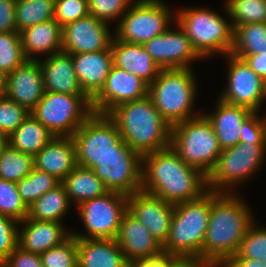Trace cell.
<instances>
[{
  "label": "cell",
  "mask_w": 266,
  "mask_h": 267,
  "mask_svg": "<svg viewBox=\"0 0 266 267\" xmlns=\"http://www.w3.org/2000/svg\"><path fill=\"white\" fill-rule=\"evenodd\" d=\"M142 190L175 205L206 193L207 176L186 164L169 146L142 156Z\"/></svg>",
  "instance_id": "1"
},
{
  "label": "cell",
  "mask_w": 266,
  "mask_h": 267,
  "mask_svg": "<svg viewBox=\"0 0 266 267\" xmlns=\"http://www.w3.org/2000/svg\"><path fill=\"white\" fill-rule=\"evenodd\" d=\"M234 192L211 191L209 224L202 248V261L223 267L237 252L249 226L252 213Z\"/></svg>",
  "instance_id": "2"
},
{
  "label": "cell",
  "mask_w": 266,
  "mask_h": 267,
  "mask_svg": "<svg viewBox=\"0 0 266 267\" xmlns=\"http://www.w3.org/2000/svg\"><path fill=\"white\" fill-rule=\"evenodd\" d=\"M107 115L116 124L123 141L141 156L170 146L171 125L149 96L122 103Z\"/></svg>",
  "instance_id": "3"
},
{
  "label": "cell",
  "mask_w": 266,
  "mask_h": 267,
  "mask_svg": "<svg viewBox=\"0 0 266 267\" xmlns=\"http://www.w3.org/2000/svg\"><path fill=\"white\" fill-rule=\"evenodd\" d=\"M211 211V190L195 200L174 205L170 232L163 244L165 254L202 260Z\"/></svg>",
  "instance_id": "4"
},
{
  "label": "cell",
  "mask_w": 266,
  "mask_h": 267,
  "mask_svg": "<svg viewBox=\"0 0 266 267\" xmlns=\"http://www.w3.org/2000/svg\"><path fill=\"white\" fill-rule=\"evenodd\" d=\"M192 68L161 69L149 85L148 96L162 117L171 125L200 116H194L196 77Z\"/></svg>",
  "instance_id": "5"
},
{
  "label": "cell",
  "mask_w": 266,
  "mask_h": 267,
  "mask_svg": "<svg viewBox=\"0 0 266 267\" xmlns=\"http://www.w3.org/2000/svg\"><path fill=\"white\" fill-rule=\"evenodd\" d=\"M170 146L186 164L207 177L222 151L211 123L203 114L171 126Z\"/></svg>",
  "instance_id": "6"
},
{
  "label": "cell",
  "mask_w": 266,
  "mask_h": 267,
  "mask_svg": "<svg viewBox=\"0 0 266 267\" xmlns=\"http://www.w3.org/2000/svg\"><path fill=\"white\" fill-rule=\"evenodd\" d=\"M176 14L173 15L176 25L184 31L201 58L217 52L230 54L234 28L218 13L205 8H188Z\"/></svg>",
  "instance_id": "7"
},
{
  "label": "cell",
  "mask_w": 266,
  "mask_h": 267,
  "mask_svg": "<svg viewBox=\"0 0 266 267\" xmlns=\"http://www.w3.org/2000/svg\"><path fill=\"white\" fill-rule=\"evenodd\" d=\"M92 101L85 94L45 91L30 111L54 136L72 137L93 114Z\"/></svg>",
  "instance_id": "8"
},
{
  "label": "cell",
  "mask_w": 266,
  "mask_h": 267,
  "mask_svg": "<svg viewBox=\"0 0 266 267\" xmlns=\"http://www.w3.org/2000/svg\"><path fill=\"white\" fill-rule=\"evenodd\" d=\"M265 150L266 144L252 143H238L223 149L213 171L207 177L208 190L233 193L234 190L230 189L248 180L259 169L263 158H266Z\"/></svg>",
  "instance_id": "9"
},
{
  "label": "cell",
  "mask_w": 266,
  "mask_h": 267,
  "mask_svg": "<svg viewBox=\"0 0 266 267\" xmlns=\"http://www.w3.org/2000/svg\"><path fill=\"white\" fill-rule=\"evenodd\" d=\"M76 163L93 169L101 160L117 152L123 139L107 114L93 113L73 134Z\"/></svg>",
  "instance_id": "10"
},
{
  "label": "cell",
  "mask_w": 266,
  "mask_h": 267,
  "mask_svg": "<svg viewBox=\"0 0 266 267\" xmlns=\"http://www.w3.org/2000/svg\"><path fill=\"white\" fill-rule=\"evenodd\" d=\"M172 13L161 0H138L121 17L114 37L143 45L169 29Z\"/></svg>",
  "instance_id": "11"
},
{
  "label": "cell",
  "mask_w": 266,
  "mask_h": 267,
  "mask_svg": "<svg viewBox=\"0 0 266 267\" xmlns=\"http://www.w3.org/2000/svg\"><path fill=\"white\" fill-rule=\"evenodd\" d=\"M127 200L125 194L108 191L82 202L77 210L88 234L72 232V235L81 239H116L122 217L127 211Z\"/></svg>",
  "instance_id": "12"
},
{
  "label": "cell",
  "mask_w": 266,
  "mask_h": 267,
  "mask_svg": "<svg viewBox=\"0 0 266 267\" xmlns=\"http://www.w3.org/2000/svg\"><path fill=\"white\" fill-rule=\"evenodd\" d=\"M92 170L109 191L128 196L142 190V156L124 141Z\"/></svg>",
  "instance_id": "13"
},
{
  "label": "cell",
  "mask_w": 266,
  "mask_h": 267,
  "mask_svg": "<svg viewBox=\"0 0 266 267\" xmlns=\"http://www.w3.org/2000/svg\"><path fill=\"white\" fill-rule=\"evenodd\" d=\"M228 87L222 91L219 99L259 112L260 105L265 99V81L256 74L246 62L232 54H227Z\"/></svg>",
  "instance_id": "14"
},
{
  "label": "cell",
  "mask_w": 266,
  "mask_h": 267,
  "mask_svg": "<svg viewBox=\"0 0 266 267\" xmlns=\"http://www.w3.org/2000/svg\"><path fill=\"white\" fill-rule=\"evenodd\" d=\"M148 89L144 80L113 65L104 88L92 100L93 112L108 114L122 103L145 98Z\"/></svg>",
  "instance_id": "15"
},
{
  "label": "cell",
  "mask_w": 266,
  "mask_h": 267,
  "mask_svg": "<svg viewBox=\"0 0 266 267\" xmlns=\"http://www.w3.org/2000/svg\"><path fill=\"white\" fill-rule=\"evenodd\" d=\"M62 34V51L70 54L111 50L114 38L108 24L92 15L63 26Z\"/></svg>",
  "instance_id": "16"
},
{
  "label": "cell",
  "mask_w": 266,
  "mask_h": 267,
  "mask_svg": "<svg viewBox=\"0 0 266 267\" xmlns=\"http://www.w3.org/2000/svg\"><path fill=\"white\" fill-rule=\"evenodd\" d=\"M178 31L168 29L143 44L144 49L161 69L190 68L194 60H201L190 39L177 25Z\"/></svg>",
  "instance_id": "17"
},
{
  "label": "cell",
  "mask_w": 266,
  "mask_h": 267,
  "mask_svg": "<svg viewBox=\"0 0 266 267\" xmlns=\"http://www.w3.org/2000/svg\"><path fill=\"white\" fill-rule=\"evenodd\" d=\"M127 210L162 244L168 238L174 205L140 190L128 195Z\"/></svg>",
  "instance_id": "18"
},
{
  "label": "cell",
  "mask_w": 266,
  "mask_h": 267,
  "mask_svg": "<svg viewBox=\"0 0 266 267\" xmlns=\"http://www.w3.org/2000/svg\"><path fill=\"white\" fill-rule=\"evenodd\" d=\"M116 241L128 262L154 258L164 253L163 244L128 210L122 217Z\"/></svg>",
  "instance_id": "19"
},
{
  "label": "cell",
  "mask_w": 266,
  "mask_h": 267,
  "mask_svg": "<svg viewBox=\"0 0 266 267\" xmlns=\"http://www.w3.org/2000/svg\"><path fill=\"white\" fill-rule=\"evenodd\" d=\"M44 84L38 60H27L6 75V97L31 111L43 96Z\"/></svg>",
  "instance_id": "20"
},
{
  "label": "cell",
  "mask_w": 266,
  "mask_h": 267,
  "mask_svg": "<svg viewBox=\"0 0 266 267\" xmlns=\"http://www.w3.org/2000/svg\"><path fill=\"white\" fill-rule=\"evenodd\" d=\"M72 63L83 93L92 101L104 88L113 66L111 50L72 54Z\"/></svg>",
  "instance_id": "21"
},
{
  "label": "cell",
  "mask_w": 266,
  "mask_h": 267,
  "mask_svg": "<svg viewBox=\"0 0 266 267\" xmlns=\"http://www.w3.org/2000/svg\"><path fill=\"white\" fill-rule=\"evenodd\" d=\"M23 229L18 230V246L23 250L41 254L59 246L66 241L72 232L65 230L60 222L38 221L30 218L19 222Z\"/></svg>",
  "instance_id": "22"
},
{
  "label": "cell",
  "mask_w": 266,
  "mask_h": 267,
  "mask_svg": "<svg viewBox=\"0 0 266 267\" xmlns=\"http://www.w3.org/2000/svg\"><path fill=\"white\" fill-rule=\"evenodd\" d=\"M77 166L72 137L54 136L34 156V168L55 176L61 182Z\"/></svg>",
  "instance_id": "23"
},
{
  "label": "cell",
  "mask_w": 266,
  "mask_h": 267,
  "mask_svg": "<svg viewBox=\"0 0 266 267\" xmlns=\"http://www.w3.org/2000/svg\"><path fill=\"white\" fill-rule=\"evenodd\" d=\"M44 90L62 94H84L72 63V54L60 51L41 62Z\"/></svg>",
  "instance_id": "24"
},
{
  "label": "cell",
  "mask_w": 266,
  "mask_h": 267,
  "mask_svg": "<svg viewBox=\"0 0 266 267\" xmlns=\"http://www.w3.org/2000/svg\"><path fill=\"white\" fill-rule=\"evenodd\" d=\"M113 65L136 75L150 85L161 68L154 62L142 44L127 43L112 39L110 46Z\"/></svg>",
  "instance_id": "25"
},
{
  "label": "cell",
  "mask_w": 266,
  "mask_h": 267,
  "mask_svg": "<svg viewBox=\"0 0 266 267\" xmlns=\"http://www.w3.org/2000/svg\"><path fill=\"white\" fill-rule=\"evenodd\" d=\"M217 101L215 112L203 115L211 123L223 150L239 143L241 125L252 111L243 106L226 103L219 98Z\"/></svg>",
  "instance_id": "26"
},
{
  "label": "cell",
  "mask_w": 266,
  "mask_h": 267,
  "mask_svg": "<svg viewBox=\"0 0 266 267\" xmlns=\"http://www.w3.org/2000/svg\"><path fill=\"white\" fill-rule=\"evenodd\" d=\"M78 267H128L116 239L76 238Z\"/></svg>",
  "instance_id": "27"
},
{
  "label": "cell",
  "mask_w": 266,
  "mask_h": 267,
  "mask_svg": "<svg viewBox=\"0 0 266 267\" xmlns=\"http://www.w3.org/2000/svg\"><path fill=\"white\" fill-rule=\"evenodd\" d=\"M19 33L28 60H37L34 54L48 53V56H51L62 51V26L54 19L26 28Z\"/></svg>",
  "instance_id": "28"
},
{
  "label": "cell",
  "mask_w": 266,
  "mask_h": 267,
  "mask_svg": "<svg viewBox=\"0 0 266 267\" xmlns=\"http://www.w3.org/2000/svg\"><path fill=\"white\" fill-rule=\"evenodd\" d=\"M70 202L79 205L106 194L109 190L92 169L76 166L61 182Z\"/></svg>",
  "instance_id": "29"
},
{
  "label": "cell",
  "mask_w": 266,
  "mask_h": 267,
  "mask_svg": "<svg viewBox=\"0 0 266 267\" xmlns=\"http://www.w3.org/2000/svg\"><path fill=\"white\" fill-rule=\"evenodd\" d=\"M54 135L32 114L8 136V144L23 153L35 156Z\"/></svg>",
  "instance_id": "30"
},
{
  "label": "cell",
  "mask_w": 266,
  "mask_h": 267,
  "mask_svg": "<svg viewBox=\"0 0 266 267\" xmlns=\"http://www.w3.org/2000/svg\"><path fill=\"white\" fill-rule=\"evenodd\" d=\"M70 200L62 183L44 193L28 207L27 218L61 222L70 209Z\"/></svg>",
  "instance_id": "31"
},
{
  "label": "cell",
  "mask_w": 266,
  "mask_h": 267,
  "mask_svg": "<svg viewBox=\"0 0 266 267\" xmlns=\"http://www.w3.org/2000/svg\"><path fill=\"white\" fill-rule=\"evenodd\" d=\"M266 54V23H248L234 27L230 54L243 58L246 55Z\"/></svg>",
  "instance_id": "32"
},
{
  "label": "cell",
  "mask_w": 266,
  "mask_h": 267,
  "mask_svg": "<svg viewBox=\"0 0 266 267\" xmlns=\"http://www.w3.org/2000/svg\"><path fill=\"white\" fill-rule=\"evenodd\" d=\"M55 0H16L15 18L18 32L54 19Z\"/></svg>",
  "instance_id": "33"
},
{
  "label": "cell",
  "mask_w": 266,
  "mask_h": 267,
  "mask_svg": "<svg viewBox=\"0 0 266 267\" xmlns=\"http://www.w3.org/2000/svg\"><path fill=\"white\" fill-rule=\"evenodd\" d=\"M34 168V156L12 148L9 144L0 153V179L19 182Z\"/></svg>",
  "instance_id": "34"
},
{
  "label": "cell",
  "mask_w": 266,
  "mask_h": 267,
  "mask_svg": "<svg viewBox=\"0 0 266 267\" xmlns=\"http://www.w3.org/2000/svg\"><path fill=\"white\" fill-rule=\"evenodd\" d=\"M225 11L233 28L248 23H266V0H227Z\"/></svg>",
  "instance_id": "35"
},
{
  "label": "cell",
  "mask_w": 266,
  "mask_h": 267,
  "mask_svg": "<svg viewBox=\"0 0 266 267\" xmlns=\"http://www.w3.org/2000/svg\"><path fill=\"white\" fill-rule=\"evenodd\" d=\"M61 183L55 176L33 168L28 176L17 182L18 193L29 207L47 191Z\"/></svg>",
  "instance_id": "36"
},
{
  "label": "cell",
  "mask_w": 266,
  "mask_h": 267,
  "mask_svg": "<svg viewBox=\"0 0 266 267\" xmlns=\"http://www.w3.org/2000/svg\"><path fill=\"white\" fill-rule=\"evenodd\" d=\"M27 60L20 33H0V72L8 75Z\"/></svg>",
  "instance_id": "37"
},
{
  "label": "cell",
  "mask_w": 266,
  "mask_h": 267,
  "mask_svg": "<svg viewBox=\"0 0 266 267\" xmlns=\"http://www.w3.org/2000/svg\"><path fill=\"white\" fill-rule=\"evenodd\" d=\"M0 214L17 222L27 218L28 206L18 193L16 182L0 179Z\"/></svg>",
  "instance_id": "38"
},
{
  "label": "cell",
  "mask_w": 266,
  "mask_h": 267,
  "mask_svg": "<svg viewBox=\"0 0 266 267\" xmlns=\"http://www.w3.org/2000/svg\"><path fill=\"white\" fill-rule=\"evenodd\" d=\"M43 267H78L76 238L71 235L59 246L40 254Z\"/></svg>",
  "instance_id": "39"
},
{
  "label": "cell",
  "mask_w": 266,
  "mask_h": 267,
  "mask_svg": "<svg viewBox=\"0 0 266 267\" xmlns=\"http://www.w3.org/2000/svg\"><path fill=\"white\" fill-rule=\"evenodd\" d=\"M232 258H251L266 261V228H257L253 222Z\"/></svg>",
  "instance_id": "40"
},
{
  "label": "cell",
  "mask_w": 266,
  "mask_h": 267,
  "mask_svg": "<svg viewBox=\"0 0 266 267\" xmlns=\"http://www.w3.org/2000/svg\"><path fill=\"white\" fill-rule=\"evenodd\" d=\"M30 111L24 106L5 97L0 100V130L10 136L29 116Z\"/></svg>",
  "instance_id": "41"
},
{
  "label": "cell",
  "mask_w": 266,
  "mask_h": 267,
  "mask_svg": "<svg viewBox=\"0 0 266 267\" xmlns=\"http://www.w3.org/2000/svg\"><path fill=\"white\" fill-rule=\"evenodd\" d=\"M132 1L133 0H88L89 15L106 23H110L112 20L121 19L133 4Z\"/></svg>",
  "instance_id": "42"
},
{
  "label": "cell",
  "mask_w": 266,
  "mask_h": 267,
  "mask_svg": "<svg viewBox=\"0 0 266 267\" xmlns=\"http://www.w3.org/2000/svg\"><path fill=\"white\" fill-rule=\"evenodd\" d=\"M87 15L88 0H55L54 20L62 27Z\"/></svg>",
  "instance_id": "43"
},
{
  "label": "cell",
  "mask_w": 266,
  "mask_h": 267,
  "mask_svg": "<svg viewBox=\"0 0 266 267\" xmlns=\"http://www.w3.org/2000/svg\"><path fill=\"white\" fill-rule=\"evenodd\" d=\"M239 143L266 144V116L252 112L241 125Z\"/></svg>",
  "instance_id": "44"
},
{
  "label": "cell",
  "mask_w": 266,
  "mask_h": 267,
  "mask_svg": "<svg viewBox=\"0 0 266 267\" xmlns=\"http://www.w3.org/2000/svg\"><path fill=\"white\" fill-rule=\"evenodd\" d=\"M18 225L15 219L0 214V265L18 246Z\"/></svg>",
  "instance_id": "45"
},
{
  "label": "cell",
  "mask_w": 266,
  "mask_h": 267,
  "mask_svg": "<svg viewBox=\"0 0 266 267\" xmlns=\"http://www.w3.org/2000/svg\"><path fill=\"white\" fill-rule=\"evenodd\" d=\"M1 265L3 267H43L40 254L25 251L19 246Z\"/></svg>",
  "instance_id": "46"
},
{
  "label": "cell",
  "mask_w": 266,
  "mask_h": 267,
  "mask_svg": "<svg viewBox=\"0 0 266 267\" xmlns=\"http://www.w3.org/2000/svg\"><path fill=\"white\" fill-rule=\"evenodd\" d=\"M15 3L16 0H0V33L18 32Z\"/></svg>",
  "instance_id": "47"
},
{
  "label": "cell",
  "mask_w": 266,
  "mask_h": 267,
  "mask_svg": "<svg viewBox=\"0 0 266 267\" xmlns=\"http://www.w3.org/2000/svg\"><path fill=\"white\" fill-rule=\"evenodd\" d=\"M181 259V257L163 253L154 258L130 261L128 267H174Z\"/></svg>",
  "instance_id": "48"
},
{
  "label": "cell",
  "mask_w": 266,
  "mask_h": 267,
  "mask_svg": "<svg viewBox=\"0 0 266 267\" xmlns=\"http://www.w3.org/2000/svg\"><path fill=\"white\" fill-rule=\"evenodd\" d=\"M242 59L256 74L266 81V54L246 55Z\"/></svg>",
  "instance_id": "49"
},
{
  "label": "cell",
  "mask_w": 266,
  "mask_h": 267,
  "mask_svg": "<svg viewBox=\"0 0 266 267\" xmlns=\"http://www.w3.org/2000/svg\"><path fill=\"white\" fill-rule=\"evenodd\" d=\"M223 267H266V261L251 258H231Z\"/></svg>",
  "instance_id": "50"
},
{
  "label": "cell",
  "mask_w": 266,
  "mask_h": 267,
  "mask_svg": "<svg viewBox=\"0 0 266 267\" xmlns=\"http://www.w3.org/2000/svg\"><path fill=\"white\" fill-rule=\"evenodd\" d=\"M174 267H213L200 259H181Z\"/></svg>",
  "instance_id": "51"
},
{
  "label": "cell",
  "mask_w": 266,
  "mask_h": 267,
  "mask_svg": "<svg viewBox=\"0 0 266 267\" xmlns=\"http://www.w3.org/2000/svg\"><path fill=\"white\" fill-rule=\"evenodd\" d=\"M6 97V75L0 72V100Z\"/></svg>",
  "instance_id": "52"
},
{
  "label": "cell",
  "mask_w": 266,
  "mask_h": 267,
  "mask_svg": "<svg viewBox=\"0 0 266 267\" xmlns=\"http://www.w3.org/2000/svg\"><path fill=\"white\" fill-rule=\"evenodd\" d=\"M8 144V136L0 130V153Z\"/></svg>",
  "instance_id": "53"
},
{
  "label": "cell",
  "mask_w": 266,
  "mask_h": 267,
  "mask_svg": "<svg viewBox=\"0 0 266 267\" xmlns=\"http://www.w3.org/2000/svg\"><path fill=\"white\" fill-rule=\"evenodd\" d=\"M264 90H265V99H266V81H265V85H264Z\"/></svg>",
  "instance_id": "54"
}]
</instances>
